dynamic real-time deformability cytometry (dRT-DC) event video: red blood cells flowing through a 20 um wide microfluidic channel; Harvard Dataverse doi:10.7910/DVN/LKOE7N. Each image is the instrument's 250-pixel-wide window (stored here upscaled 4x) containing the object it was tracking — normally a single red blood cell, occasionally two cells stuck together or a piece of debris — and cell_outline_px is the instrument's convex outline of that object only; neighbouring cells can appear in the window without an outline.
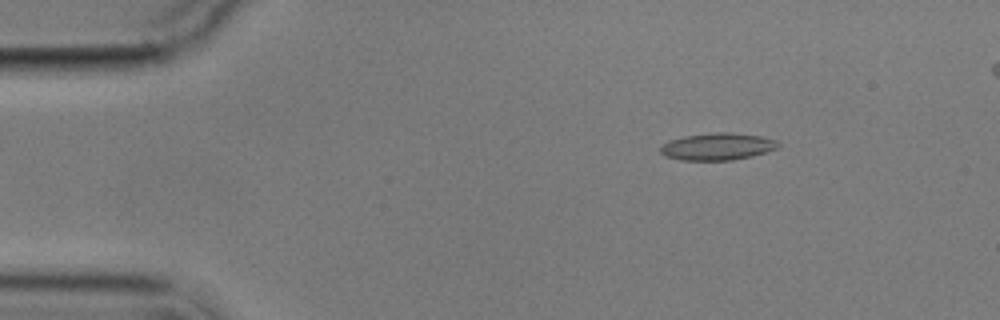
{"species": "common noctule bat (a hibernating species)", "species_latin": "Nyctalus noctula", "temperature_condition": "cold", "stored_images_in_passage": 5, "segment_of_instrument_passage": [1, 2], "camera_frame_rate_fps": 3000, "um_per_image_px": 0.085, "animal": {"sex": "male", "body_mass_g": 17.9}, "frame": {"image": 1, "passage_image": 2, "time_ms": 1.0, "image_size_px": [1000, 320], "cell_outline_px": [[780, 144], [776, 148], [752, 156], [732, 160], [680, 160], [664, 156], [660, 152], [660, 148], [668, 140], [684, 136], [708, 132], [732, 132], [760, 136], [776, 140]], "centroid_in_image_um": [60.95, 12.45], "position_along_channel_um": 24.1, "area_um2": 18.67}}